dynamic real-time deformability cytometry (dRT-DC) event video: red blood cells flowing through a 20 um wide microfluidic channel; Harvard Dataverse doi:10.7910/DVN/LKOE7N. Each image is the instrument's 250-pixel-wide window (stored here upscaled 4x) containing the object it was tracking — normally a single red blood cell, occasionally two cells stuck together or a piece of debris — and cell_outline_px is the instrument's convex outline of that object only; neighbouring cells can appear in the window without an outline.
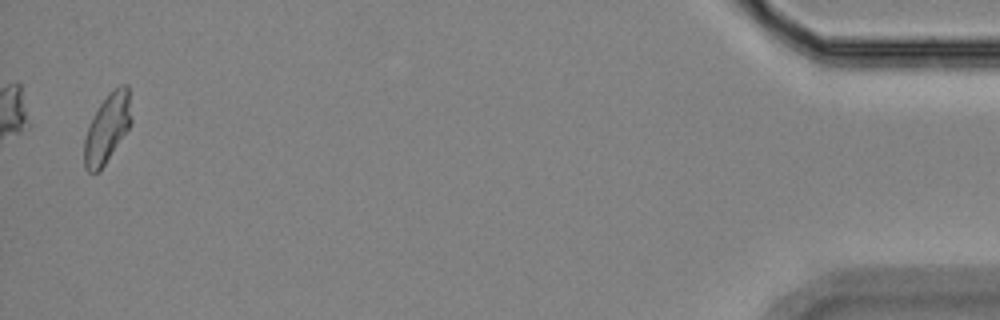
{"species": "Egyptian fruit bat (a non-hibernating species)", "species_latin": "Rousettus aegyptiacus", "temperature_condition": "room temperature", "stored_images_in_passage": 17, "camera_frame_rate_fps": 3000, "um_per_image_px": 0.085, "animal": {"sex": "female"}, "frame": {"image": 1, "passage_image": 17, "time_ms": 18.333, "image_size_px": [1000, 320], "cell_outline_px": [[132, 120], [128, 128], [100, 172], [88, 172], [84, 168], [84, 140], [88, 128], [100, 104], [112, 88], [120, 84], [128, 84]], "centroid_in_image_um": [9.12, 10.89], "position_along_channel_um": 426.1, "area_um2": 18.73}, "authors_computed_cell_mechanics": {"area_um2": 22.5998, "velocity_mm_per_s": 3.5663, "shape_relaxation_time_tau1_ms": null, "shape_relaxation_time_tau2_ms": 1.9049, "deformation_change_tau1": null, "deformation_change_tau2": 0.0857}}